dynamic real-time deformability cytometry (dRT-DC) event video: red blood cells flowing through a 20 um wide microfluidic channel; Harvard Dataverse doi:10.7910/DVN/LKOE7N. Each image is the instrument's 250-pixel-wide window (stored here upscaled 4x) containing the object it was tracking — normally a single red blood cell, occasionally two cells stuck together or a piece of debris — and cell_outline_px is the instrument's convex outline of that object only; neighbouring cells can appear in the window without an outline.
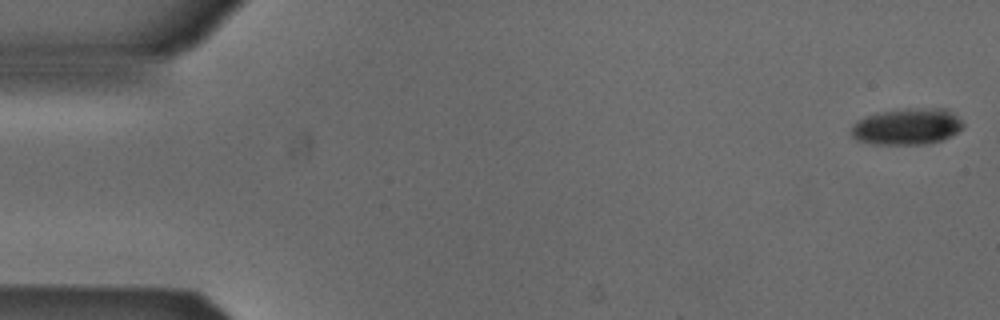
{"species": "Egyptian fruit bat (a non-hibernating species)", "species_latin": "Rousettus aegyptiacus", "temperature_condition": "cold", "stored_images_in_passage": 53, "camera_frame_rate_fps": 3000, "um_per_image_px": 0.085, "animal": {"sex": "male"}, "frame": {"image": 1, "passage_image": 1, "time_ms": 0.0, "image_size_px": [1000, 320], "cell_outline_px": [[964, 128], [952, 136], [928, 144], [872, 144], [856, 140], [852, 136], [852, 124], [868, 116], [884, 112], [908, 108], [948, 108], [964, 124]], "centroid_in_image_um": [77.15, 10.76], "position_along_channel_um": 7.8, "area_um2": 23.64}}
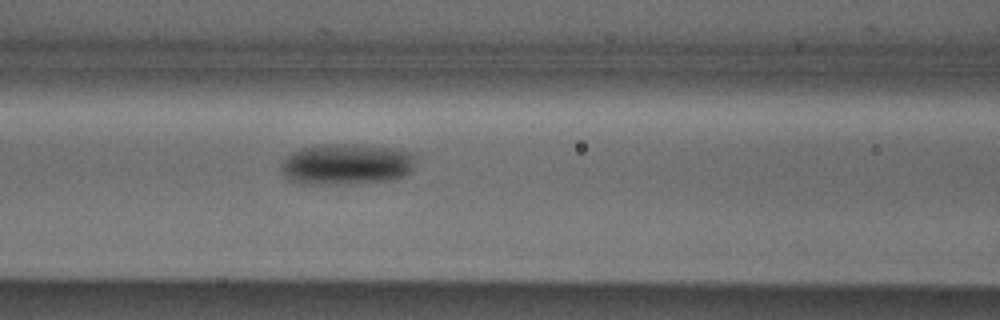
{"frame": {"image": 2, "passage_image": 22, "time_ms": 7.0, "image_size_px": [1000, 320], "cell_outline_px": [[416, 164], [404, 176], [396, 180], [336, 184], [300, 184], [288, 180], [280, 172], [280, 164], [292, 152], [300, 148], [312, 144], [356, 144], [388, 148], [412, 152], [416, 156]], "centroid_in_image_um": [29.41, 13.96], "position_along_channel_um": 137.2, "area_um2": 32.71}}
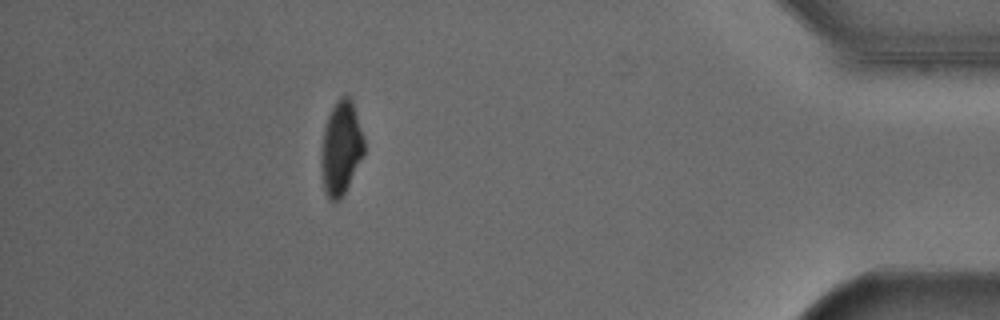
{"frame": {"image": 3, "passage_image": 47, "time_ms": 15.333, "image_size_px": [1000, 320], "cell_outline_px": [[364, 152], [340, 200], [328, 200], [324, 192], [320, 168], [320, 152], [324, 128], [328, 116], [332, 108], [340, 96], [348, 96], [352, 100], [364, 140]], "centroid_in_image_um": [28.94, 12.6], "position_along_channel_um": 406.3, "area_um2": 23.24}, "authors_computed_cell_mechanics": {"area_um2": 26.4146, "velocity_mm_per_s": 3.8725, "shape_relaxation_time_tau1_ms": 2.5485, "shape_relaxation_time_tau2_ms": null, "deformation_change_tau1": 0.1193, "deformation_change_tau2": null}}